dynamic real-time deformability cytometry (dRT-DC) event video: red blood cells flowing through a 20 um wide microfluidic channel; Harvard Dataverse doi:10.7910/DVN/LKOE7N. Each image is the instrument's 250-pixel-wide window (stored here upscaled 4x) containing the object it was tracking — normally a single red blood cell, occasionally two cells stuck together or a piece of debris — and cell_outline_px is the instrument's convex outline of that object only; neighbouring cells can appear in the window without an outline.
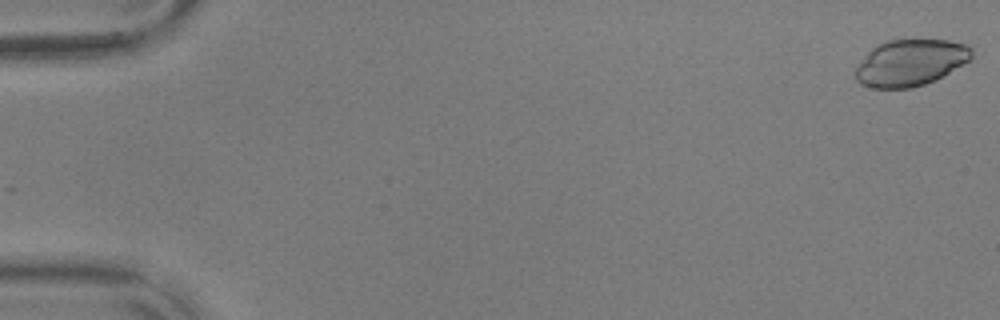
{"species": "common noctule bat (a hibernating species)", "species_latin": "Nyctalus noctula", "temperature_condition": "warm", "stored_images_in_passage": 27, "camera_frame_rate_fps": 3000, "um_per_image_px": 0.085, "animal": {"sex": "male", "body_mass_g": 17.9, "forearm_length_mm": 54.2}, "frame": {"image": 1, "passage_image": 1, "time_ms": 0.0, "image_size_px": [1000, 320], "cell_outline_px": [[972, 60], [936, 80], [912, 88], [872, 88], [860, 84], [856, 80], [856, 68], [868, 52], [872, 48], [884, 40], [948, 40], [968, 44], [972, 48]], "centroid_in_image_um": [77.42, 5.33], "position_along_channel_um": 7.6, "area_um2": 31.67}}